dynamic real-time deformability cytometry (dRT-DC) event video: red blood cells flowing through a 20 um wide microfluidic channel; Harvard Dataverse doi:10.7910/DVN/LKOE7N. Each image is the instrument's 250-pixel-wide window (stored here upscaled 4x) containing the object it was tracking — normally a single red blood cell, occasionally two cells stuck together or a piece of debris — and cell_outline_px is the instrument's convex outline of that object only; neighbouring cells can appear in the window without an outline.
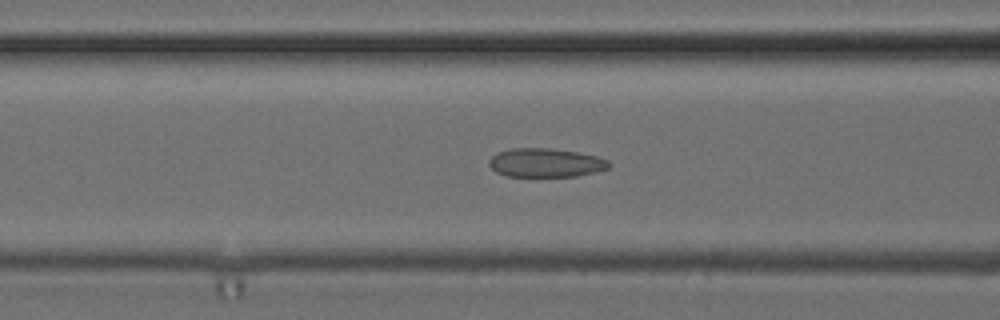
{"species": "common noctule bat (a hibernating species)", "species_latin": "Nyctalus noctula", "temperature_condition": "cold", "stored_images_in_passage": 52, "camera_frame_rate_fps": 3000, "um_per_image_px": 0.085, "animal": {"sex": "female", "body_mass_g": 24.6, "forearm_length_mm": 56.2}, "frame": {"image": 1, "passage_image": 21, "time_ms": 6.667, "image_size_px": [1000, 320], "cell_outline_px": [[612, 164], [608, 168], [576, 176], [504, 176], [496, 172], [488, 164], [488, 160], [492, 156], [500, 152], [512, 148], [548, 148], [576, 152], [596, 156], [608, 160]], "centroid_in_image_um": [46.36, 13.83], "position_along_channel_um": 120.2, "area_um2": 19.94}}
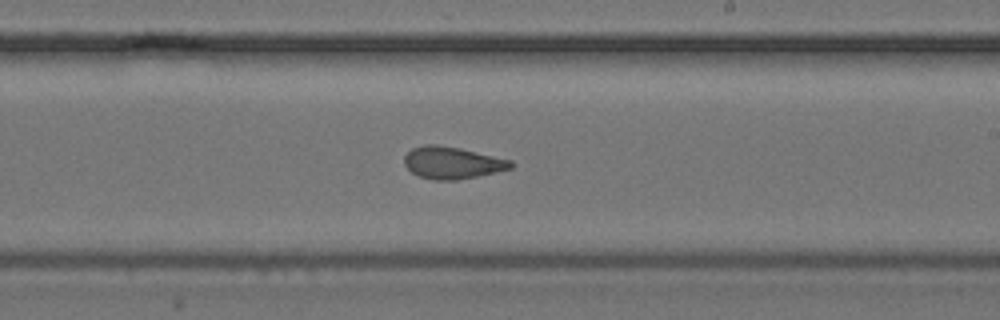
{"frame": {"image": 2, "passage_image": 31, "time_ms": 10.0, "image_size_px": [1000, 320], "cell_outline_px": [[516, 164], [512, 168], [476, 176], [456, 180], [436, 180], [420, 176], [412, 172], [404, 164], [404, 156], [412, 148], [428, 144], [436, 144], [460, 148], [512, 160]], "centroid_in_image_um": [38.45, 13.82], "position_along_channel_um": 250.5, "area_um2": 19.77}}
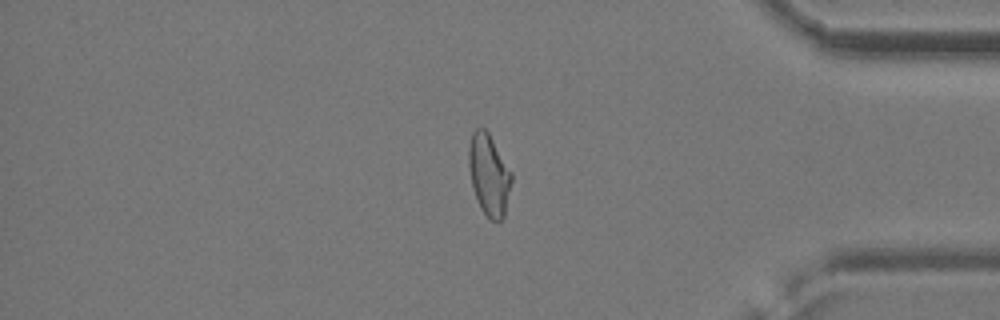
{"frame": {"image": 3, "passage_image": 44, "time_ms": 14.333, "image_size_px": [1000, 320], "cell_outline_px": [[512, 180], [504, 216], [500, 220], [492, 220], [480, 208], [472, 188], [468, 164], [468, 148], [472, 132], [476, 128], [484, 128], [488, 132], [512, 172]], "centroid_in_image_um": [41.55, 14.83], "position_along_channel_um": 393.7, "area_um2": 20.23}, "authors_computed_cell_mechanics": {"area_um2": 20.3745, "velocity_mm_per_s": 3.9003, "shape_relaxation_time_tau1_ms": null, "shape_relaxation_time_tau2_ms": 1.7579, "deformation_change_tau1": null, "deformation_change_tau2": 0.0658}}